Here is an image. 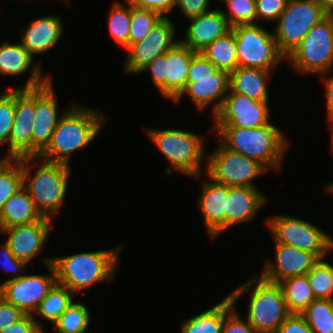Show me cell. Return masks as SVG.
Instances as JSON below:
<instances>
[{"label":"cell","instance_id":"14","mask_svg":"<svg viewBox=\"0 0 333 333\" xmlns=\"http://www.w3.org/2000/svg\"><path fill=\"white\" fill-rule=\"evenodd\" d=\"M49 275L23 274L0 283V296L18 307L23 313L33 315L40 302L57 283L52 257L42 258Z\"/></svg>","mask_w":333,"mask_h":333},{"label":"cell","instance_id":"4","mask_svg":"<svg viewBox=\"0 0 333 333\" xmlns=\"http://www.w3.org/2000/svg\"><path fill=\"white\" fill-rule=\"evenodd\" d=\"M21 167L23 187L42 216L52 219L65 202L72 167L63 163L48 162L38 156L21 157Z\"/></svg>","mask_w":333,"mask_h":333},{"label":"cell","instance_id":"1","mask_svg":"<svg viewBox=\"0 0 333 333\" xmlns=\"http://www.w3.org/2000/svg\"><path fill=\"white\" fill-rule=\"evenodd\" d=\"M72 103L60 118L51 142L38 156L41 159L70 166L73 153L87 148L105 124L103 111Z\"/></svg>","mask_w":333,"mask_h":333},{"label":"cell","instance_id":"3","mask_svg":"<svg viewBox=\"0 0 333 333\" xmlns=\"http://www.w3.org/2000/svg\"><path fill=\"white\" fill-rule=\"evenodd\" d=\"M122 246L52 257L57 283L77 296L99 282L113 281L120 265L118 261Z\"/></svg>","mask_w":333,"mask_h":333},{"label":"cell","instance_id":"35","mask_svg":"<svg viewBox=\"0 0 333 333\" xmlns=\"http://www.w3.org/2000/svg\"><path fill=\"white\" fill-rule=\"evenodd\" d=\"M114 1L108 14V28L110 36L125 50L128 48V37L131 20V5Z\"/></svg>","mask_w":333,"mask_h":333},{"label":"cell","instance_id":"34","mask_svg":"<svg viewBox=\"0 0 333 333\" xmlns=\"http://www.w3.org/2000/svg\"><path fill=\"white\" fill-rule=\"evenodd\" d=\"M79 301H73L52 325L56 333H85L89 327L91 313L88 307Z\"/></svg>","mask_w":333,"mask_h":333},{"label":"cell","instance_id":"24","mask_svg":"<svg viewBox=\"0 0 333 333\" xmlns=\"http://www.w3.org/2000/svg\"><path fill=\"white\" fill-rule=\"evenodd\" d=\"M63 22L58 15L41 16L32 19L25 28H20V43L35 58L54 48L62 37Z\"/></svg>","mask_w":333,"mask_h":333},{"label":"cell","instance_id":"29","mask_svg":"<svg viewBox=\"0 0 333 333\" xmlns=\"http://www.w3.org/2000/svg\"><path fill=\"white\" fill-rule=\"evenodd\" d=\"M200 53L218 70L232 72L238 66L236 40L231 29L222 37L207 45Z\"/></svg>","mask_w":333,"mask_h":333},{"label":"cell","instance_id":"17","mask_svg":"<svg viewBox=\"0 0 333 333\" xmlns=\"http://www.w3.org/2000/svg\"><path fill=\"white\" fill-rule=\"evenodd\" d=\"M53 81L35 88V114L31 135V157L39 156L51 142L53 132L63 114L57 109V100Z\"/></svg>","mask_w":333,"mask_h":333},{"label":"cell","instance_id":"43","mask_svg":"<svg viewBox=\"0 0 333 333\" xmlns=\"http://www.w3.org/2000/svg\"><path fill=\"white\" fill-rule=\"evenodd\" d=\"M44 330L42 322L33 315L24 314L19 320L5 327L0 333H41Z\"/></svg>","mask_w":333,"mask_h":333},{"label":"cell","instance_id":"42","mask_svg":"<svg viewBox=\"0 0 333 333\" xmlns=\"http://www.w3.org/2000/svg\"><path fill=\"white\" fill-rule=\"evenodd\" d=\"M234 307L224 318L221 333H258Z\"/></svg>","mask_w":333,"mask_h":333},{"label":"cell","instance_id":"30","mask_svg":"<svg viewBox=\"0 0 333 333\" xmlns=\"http://www.w3.org/2000/svg\"><path fill=\"white\" fill-rule=\"evenodd\" d=\"M279 284L282 287L286 306L290 313L300 314L316 299L307 274L288 277Z\"/></svg>","mask_w":333,"mask_h":333},{"label":"cell","instance_id":"23","mask_svg":"<svg viewBox=\"0 0 333 333\" xmlns=\"http://www.w3.org/2000/svg\"><path fill=\"white\" fill-rule=\"evenodd\" d=\"M188 20L190 24L185 29L184 38L179 40L196 52H200L231 30L222 9L218 7Z\"/></svg>","mask_w":333,"mask_h":333},{"label":"cell","instance_id":"19","mask_svg":"<svg viewBox=\"0 0 333 333\" xmlns=\"http://www.w3.org/2000/svg\"><path fill=\"white\" fill-rule=\"evenodd\" d=\"M274 244L275 261L266 259L260 272V275L270 282L279 283L288 277L305 275L320 260L309 251L275 241Z\"/></svg>","mask_w":333,"mask_h":333},{"label":"cell","instance_id":"18","mask_svg":"<svg viewBox=\"0 0 333 333\" xmlns=\"http://www.w3.org/2000/svg\"><path fill=\"white\" fill-rule=\"evenodd\" d=\"M35 88L15 89V116L5 158L31 157Z\"/></svg>","mask_w":333,"mask_h":333},{"label":"cell","instance_id":"36","mask_svg":"<svg viewBox=\"0 0 333 333\" xmlns=\"http://www.w3.org/2000/svg\"><path fill=\"white\" fill-rule=\"evenodd\" d=\"M310 287L316 299L333 300V265L320 259L307 273Z\"/></svg>","mask_w":333,"mask_h":333},{"label":"cell","instance_id":"22","mask_svg":"<svg viewBox=\"0 0 333 333\" xmlns=\"http://www.w3.org/2000/svg\"><path fill=\"white\" fill-rule=\"evenodd\" d=\"M201 183L198 206L203 222L212 240L226 230V210L229 186L212 180L209 176Z\"/></svg>","mask_w":333,"mask_h":333},{"label":"cell","instance_id":"44","mask_svg":"<svg viewBox=\"0 0 333 333\" xmlns=\"http://www.w3.org/2000/svg\"><path fill=\"white\" fill-rule=\"evenodd\" d=\"M133 7L153 10L161 14L163 17H168L176 8V0H123Z\"/></svg>","mask_w":333,"mask_h":333},{"label":"cell","instance_id":"7","mask_svg":"<svg viewBox=\"0 0 333 333\" xmlns=\"http://www.w3.org/2000/svg\"><path fill=\"white\" fill-rule=\"evenodd\" d=\"M228 91L229 73L218 70L198 52L190 63L187 84L173 102L179 103L185 94L200 111L213 105L211 108L214 116L221 109Z\"/></svg>","mask_w":333,"mask_h":333},{"label":"cell","instance_id":"32","mask_svg":"<svg viewBox=\"0 0 333 333\" xmlns=\"http://www.w3.org/2000/svg\"><path fill=\"white\" fill-rule=\"evenodd\" d=\"M23 187L21 158L0 159V213L5 202Z\"/></svg>","mask_w":333,"mask_h":333},{"label":"cell","instance_id":"50","mask_svg":"<svg viewBox=\"0 0 333 333\" xmlns=\"http://www.w3.org/2000/svg\"><path fill=\"white\" fill-rule=\"evenodd\" d=\"M328 123H329V125H330V133H331V138H330V140H331V142H330V148H331V152H332V154H333V118H329L328 119V121H327Z\"/></svg>","mask_w":333,"mask_h":333},{"label":"cell","instance_id":"31","mask_svg":"<svg viewBox=\"0 0 333 333\" xmlns=\"http://www.w3.org/2000/svg\"><path fill=\"white\" fill-rule=\"evenodd\" d=\"M74 296L75 294L67 287L56 283L40 302L33 316L37 314L53 325L73 302Z\"/></svg>","mask_w":333,"mask_h":333},{"label":"cell","instance_id":"33","mask_svg":"<svg viewBox=\"0 0 333 333\" xmlns=\"http://www.w3.org/2000/svg\"><path fill=\"white\" fill-rule=\"evenodd\" d=\"M300 314L313 333H333V300L315 299Z\"/></svg>","mask_w":333,"mask_h":333},{"label":"cell","instance_id":"10","mask_svg":"<svg viewBox=\"0 0 333 333\" xmlns=\"http://www.w3.org/2000/svg\"><path fill=\"white\" fill-rule=\"evenodd\" d=\"M266 226L275 242L294 246L326 258L333 250V238L312 222L286 214L266 219Z\"/></svg>","mask_w":333,"mask_h":333},{"label":"cell","instance_id":"13","mask_svg":"<svg viewBox=\"0 0 333 333\" xmlns=\"http://www.w3.org/2000/svg\"><path fill=\"white\" fill-rule=\"evenodd\" d=\"M206 158L205 176L227 186L257 187L253 180L268 172L257 161L231 151L221 143Z\"/></svg>","mask_w":333,"mask_h":333},{"label":"cell","instance_id":"38","mask_svg":"<svg viewBox=\"0 0 333 333\" xmlns=\"http://www.w3.org/2000/svg\"><path fill=\"white\" fill-rule=\"evenodd\" d=\"M228 11L222 10L231 27L256 23V0H227Z\"/></svg>","mask_w":333,"mask_h":333},{"label":"cell","instance_id":"37","mask_svg":"<svg viewBox=\"0 0 333 333\" xmlns=\"http://www.w3.org/2000/svg\"><path fill=\"white\" fill-rule=\"evenodd\" d=\"M162 18L163 16L156 11L136 8L131 5L128 47L143 40Z\"/></svg>","mask_w":333,"mask_h":333},{"label":"cell","instance_id":"41","mask_svg":"<svg viewBox=\"0 0 333 333\" xmlns=\"http://www.w3.org/2000/svg\"><path fill=\"white\" fill-rule=\"evenodd\" d=\"M0 256L2 257H0L2 259L0 260L1 269H3L6 274L11 273L14 275L9 279H15L23 275L20 273L23 269L25 270L27 263L24 260L16 258L5 242L0 244Z\"/></svg>","mask_w":333,"mask_h":333},{"label":"cell","instance_id":"11","mask_svg":"<svg viewBox=\"0 0 333 333\" xmlns=\"http://www.w3.org/2000/svg\"><path fill=\"white\" fill-rule=\"evenodd\" d=\"M327 15L318 0H288L273 30L278 50L287 57Z\"/></svg>","mask_w":333,"mask_h":333},{"label":"cell","instance_id":"48","mask_svg":"<svg viewBox=\"0 0 333 333\" xmlns=\"http://www.w3.org/2000/svg\"><path fill=\"white\" fill-rule=\"evenodd\" d=\"M330 73L321 75V81H324V86L325 87V108H326V113H327V119L333 118V75ZM327 76V77H326Z\"/></svg>","mask_w":333,"mask_h":333},{"label":"cell","instance_id":"25","mask_svg":"<svg viewBox=\"0 0 333 333\" xmlns=\"http://www.w3.org/2000/svg\"><path fill=\"white\" fill-rule=\"evenodd\" d=\"M268 198L258 187L229 186L226 210V230L252 221Z\"/></svg>","mask_w":333,"mask_h":333},{"label":"cell","instance_id":"5","mask_svg":"<svg viewBox=\"0 0 333 333\" xmlns=\"http://www.w3.org/2000/svg\"><path fill=\"white\" fill-rule=\"evenodd\" d=\"M246 291H250V298L245 319L258 333H275L290 315L281 285L254 273L245 283L229 292L228 296L236 305Z\"/></svg>","mask_w":333,"mask_h":333},{"label":"cell","instance_id":"21","mask_svg":"<svg viewBox=\"0 0 333 333\" xmlns=\"http://www.w3.org/2000/svg\"><path fill=\"white\" fill-rule=\"evenodd\" d=\"M33 60H35L34 57L20 42L9 43V41H4L0 45V75L20 76L29 69L31 71L26 83L14 87V89L38 88L53 79L50 75L44 76L41 70V61L35 62Z\"/></svg>","mask_w":333,"mask_h":333},{"label":"cell","instance_id":"12","mask_svg":"<svg viewBox=\"0 0 333 333\" xmlns=\"http://www.w3.org/2000/svg\"><path fill=\"white\" fill-rule=\"evenodd\" d=\"M197 53L179 41L166 53L158 55L139 74L150 72L152 82L163 98L173 102L187 84L189 66Z\"/></svg>","mask_w":333,"mask_h":333},{"label":"cell","instance_id":"6","mask_svg":"<svg viewBox=\"0 0 333 333\" xmlns=\"http://www.w3.org/2000/svg\"><path fill=\"white\" fill-rule=\"evenodd\" d=\"M144 130L168 160L170 166L165 169L166 174L171 175L174 170L185 176L195 177V179L203 175L202 163L207 159L204 147L205 136L176 128H144Z\"/></svg>","mask_w":333,"mask_h":333},{"label":"cell","instance_id":"49","mask_svg":"<svg viewBox=\"0 0 333 333\" xmlns=\"http://www.w3.org/2000/svg\"><path fill=\"white\" fill-rule=\"evenodd\" d=\"M318 2L328 15H333V0H318Z\"/></svg>","mask_w":333,"mask_h":333},{"label":"cell","instance_id":"8","mask_svg":"<svg viewBox=\"0 0 333 333\" xmlns=\"http://www.w3.org/2000/svg\"><path fill=\"white\" fill-rule=\"evenodd\" d=\"M300 74L324 75L333 71V15L313 26L286 57Z\"/></svg>","mask_w":333,"mask_h":333},{"label":"cell","instance_id":"39","mask_svg":"<svg viewBox=\"0 0 333 333\" xmlns=\"http://www.w3.org/2000/svg\"><path fill=\"white\" fill-rule=\"evenodd\" d=\"M15 116V89L0 92V145L9 143Z\"/></svg>","mask_w":333,"mask_h":333},{"label":"cell","instance_id":"53","mask_svg":"<svg viewBox=\"0 0 333 333\" xmlns=\"http://www.w3.org/2000/svg\"><path fill=\"white\" fill-rule=\"evenodd\" d=\"M219 1H220V3H221V2H222V3H223V2L225 3L227 0H217V2H219Z\"/></svg>","mask_w":333,"mask_h":333},{"label":"cell","instance_id":"15","mask_svg":"<svg viewBox=\"0 0 333 333\" xmlns=\"http://www.w3.org/2000/svg\"><path fill=\"white\" fill-rule=\"evenodd\" d=\"M269 101L228 92L221 109L213 116V127L257 128L270 123Z\"/></svg>","mask_w":333,"mask_h":333},{"label":"cell","instance_id":"51","mask_svg":"<svg viewBox=\"0 0 333 333\" xmlns=\"http://www.w3.org/2000/svg\"><path fill=\"white\" fill-rule=\"evenodd\" d=\"M324 189L325 192L333 193V182L331 184L329 183V185H325Z\"/></svg>","mask_w":333,"mask_h":333},{"label":"cell","instance_id":"27","mask_svg":"<svg viewBox=\"0 0 333 333\" xmlns=\"http://www.w3.org/2000/svg\"><path fill=\"white\" fill-rule=\"evenodd\" d=\"M42 218L30 194L22 187L5 202L0 213V229L31 224Z\"/></svg>","mask_w":333,"mask_h":333},{"label":"cell","instance_id":"46","mask_svg":"<svg viewBox=\"0 0 333 333\" xmlns=\"http://www.w3.org/2000/svg\"><path fill=\"white\" fill-rule=\"evenodd\" d=\"M211 0H176V6L187 19L210 11ZM209 9V10H208Z\"/></svg>","mask_w":333,"mask_h":333},{"label":"cell","instance_id":"45","mask_svg":"<svg viewBox=\"0 0 333 333\" xmlns=\"http://www.w3.org/2000/svg\"><path fill=\"white\" fill-rule=\"evenodd\" d=\"M275 333H313L301 314L290 313Z\"/></svg>","mask_w":333,"mask_h":333},{"label":"cell","instance_id":"40","mask_svg":"<svg viewBox=\"0 0 333 333\" xmlns=\"http://www.w3.org/2000/svg\"><path fill=\"white\" fill-rule=\"evenodd\" d=\"M288 0H256V23L257 20L277 21L285 10Z\"/></svg>","mask_w":333,"mask_h":333},{"label":"cell","instance_id":"26","mask_svg":"<svg viewBox=\"0 0 333 333\" xmlns=\"http://www.w3.org/2000/svg\"><path fill=\"white\" fill-rule=\"evenodd\" d=\"M274 71L253 67H236L229 73V91L257 101H269L268 81Z\"/></svg>","mask_w":333,"mask_h":333},{"label":"cell","instance_id":"9","mask_svg":"<svg viewBox=\"0 0 333 333\" xmlns=\"http://www.w3.org/2000/svg\"><path fill=\"white\" fill-rule=\"evenodd\" d=\"M231 29L236 40L238 67L275 71L286 60L278 50L273 30L268 31L260 23L236 25Z\"/></svg>","mask_w":333,"mask_h":333},{"label":"cell","instance_id":"16","mask_svg":"<svg viewBox=\"0 0 333 333\" xmlns=\"http://www.w3.org/2000/svg\"><path fill=\"white\" fill-rule=\"evenodd\" d=\"M175 24L169 17H163L145 36L134 44H131L127 51V58L124 63V71L136 75L147 66L158 55L166 53L180 40L175 38ZM176 39V40H175Z\"/></svg>","mask_w":333,"mask_h":333},{"label":"cell","instance_id":"47","mask_svg":"<svg viewBox=\"0 0 333 333\" xmlns=\"http://www.w3.org/2000/svg\"><path fill=\"white\" fill-rule=\"evenodd\" d=\"M25 313L0 296V331L19 320Z\"/></svg>","mask_w":333,"mask_h":333},{"label":"cell","instance_id":"2","mask_svg":"<svg viewBox=\"0 0 333 333\" xmlns=\"http://www.w3.org/2000/svg\"><path fill=\"white\" fill-rule=\"evenodd\" d=\"M220 143L231 151L240 153L260 163L268 172L281 173L284 155L290 141L273 123L257 128L213 127Z\"/></svg>","mask_w":333,"mask_h":333},{"label":"cell","instance_id":"28","mask_svg":"<svg viewBox=\"0 0 333 333\" xmlns=\"http://www.w3.org/2000/svg\"><path fill=\"white\" fill-rule=\"evenodd\" d=\"M235 307L227 295L222 301L181 323L180 333H221L225 316Z\"/></svg>","mask_w":333,"mask_h":333},{"label":"cell","instance_id":"20","mask_svg":"<svg viewBox=\"0 0 333 333\" xmlns=\"http://www.w3.org/2000/svg\"><path fill=\"white\" fill-rule=\"evenodd\" d=\"M54 226L52 219L43 217L31 224L0 229V232L8 235L5 243L14 256L28 264L44 249Z\"/></svg>","mask_w":333,"mask_h":333},{"label":"cell","instance_id":"52","mask_svg":"<svg viewBox=\"0 0 333 333\" xmlns=\"http://www.w3.org/2000/svg\"><path fill=\"white\" fill-rule=\"evenodd\" d=\"M26 1H27V0H26ZM28 1H29V0H28ZM30 1H33V0H30ZM64 1H66L67 4L70 5V3H69V2H71L70 0H64Z\"/></svg>","mask_w":333,"mask_h":333}]
</instances>
